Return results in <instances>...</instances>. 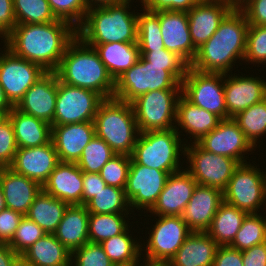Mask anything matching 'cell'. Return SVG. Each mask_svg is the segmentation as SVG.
<instances>
[{"label":"cell","mask_w":266,"mask_h":266,"mask_svg":"<svg viewBox=\"0 0 266 266\" xmlns=\"http://www.w3.org/2000/svg\"><path fill=\"white\" fill-rule=\"evenodd\" d=\"M104 99L96 92L58 80L54 125L94 121Z\"/></svg>","instance_id":"12"},{"label":"cell","mask_w":266,"mask_h":266,"mask_svg":"<svg viewBox=\"0 0 266 266\" xmlns=\"http://www.w3.org/2000/svg\"><path fill=\"white\" fill-rule=\"evenodd\" d=\"M24 215L5 208L0 212V244H9Z\"/></svg>","instance_id":"51"},{"label":"cell","mask_w":266,"mask_h":266,"mask_svg":"<svg viewBox=\"0 0 266 266\" xmlns=\"http://www.w3.org/2000/svg\"><path fill=\"white\" fill-rule=\"evenodd\" d=\"M71 258L74 266H115L99 243L87 242L82 247L75 249Z\"/></svg>","instance_id":"48"},{"label":"cell","mask_w":266,"mask_h":266,"mask_svg":"<svg viewBox=\"0 0 266 266\" xmlns=\"http://www.w3.org/2000/svg\"><path fill=\"white\" fill-rule=\"evenodd\" d=\"M122 1H130V2H131V0H122ZM143 1H144V0H141V3H143Z\"/></svg>","instance_id":"65"},{"label":"cell","mask_w":266,"mask_h":266,"mask_svg":"<svg viewBox=\"0 0 266 266\" xmlns=\"http://www.w3.org/2000/svg\"><path fill=\"white\" fill-rule=\"evenodd\" d=\"M89 214L84 205H68L53 233L71 253L89 242Z\"/></svg>","instance_id":"28"},{"label":"cell","mask_w":266,"mask_h":266,"mask_svg":"<svg viewBox=\"0 0 266 266\" xmlns=\"http://www.w3.org/2000/svg\"><path fill=\"white\" fill-rule=\"evenodd\" d=\"M17 256L8 244H0V266H11Z\"/></svg>","instance_id":"57"},{"label":"cell","mask_w":266,"mask_h":266,"mask_svg":"<svg viewBox=\"0 0 266 266\" xmlns=\"http://www.w3.org/2000/svg\"><path fill=\"white\" fill-rule=\"evenodd\" d=\"M244 60L253 64L266 63V25H249Z\"/></svg>","instance_id":"47"},{"label":"cell","mask_w":266,"mask_h":266,"mask_svg":"<svg viewBox=\"0 0 266 266\" xmlns=\"http://www.w3.org/2000/svg\"><path fill=\"white\" fill-rule=\"evenodd\" d=\"M88 10L122 2V0H85Z\"/></svg>","instance_id":"58"},{"label":"cell","mask_w":266,"mask_h":266,"mask_svg":"<svg viewBox=\"0 0 266 266\" xmlns=\"http://www.w3.org/2000/svg\"><path fill=\"white\" fill-rule=\"evenodd\" d=\"M45 234L46 232L41 227L24 215L19 227L16 229L13 239L8 245L15 253L22 255Z\"/></svg>","instance_id":"46"},{"label":"cell","mask_w":266,"mask_h":266,"mask_svg":"<svg viewBox=\"0 0 266 266\" xmlns=\"http://www.w3.org/2000/svg\"><path fill=\"white\" fill-rule=\"evenodd\" d=\"M124 217L127 218L128 214L90 213L88 229L89 242L100 244L109 238L123 233L129 225Z\"/></svg>","instance_id":"37"},{"label":"cell","mask_w":266,"mask_h":266,"mask_svg":"<svg viewBox=\"0 0 266 266\" xmlns=\"http://www.w3.org/2000/svg\"><path fill=\"white\" fill-rule=\"evenodd\" d=\"M178 131L176 126L169 130L140 133L131 154V163L166 171L169 175L180 171L179 156L181 152L185 154L186 144H181V131Z\"/></svg>","instance_id":"6"},{"label":"cell","mask_w":266,"mask_h":266,"mask_svg":"<svg viewBox=\"0 0 266 266\" xmlns=\"http://www.w3.org/2000/svg\"><path fill=\"white\" fill-rule=\"evenodd\" d=\"M221 119L215 114L194 105L182 94L177 101L176 123L187 134L192 135L194 143L216 128Z\"/></svg>","instance_id":"30"},{"label":"cell","mask_w":266,"mask_h":266,"mask_svg":"<svg viewBox=\"0 0 266 266\" xmlns=\"http://www.w3.org/2000/svg\"><path fill=\"white\" fill-rule=\"evenodd\" d=\"M93 122L96 136L104 140L115 154L131 156L140 134L132 103L116 98L104 99Z\"/></svg>","instance_id":"5"},{"label":"cell","mask_w":266,"mask_h":266,"mask_svg":"<svg viewBox=\"0 0 266 266\" xmlns=\"http://www.w3.org/2000/svg\"><path fill=\"white\" fill-rule=\"evenodd\" d=\"M225 74L224 95L227 119L266 98V82L259 77ZM227 78V79H226Z\"/></svg>","instance_id":"22"},{"label":"cell","mask_w":266,"mask_h":266,"mask_svg":"<svg viewBox=\"0 0 266 266\" xmlns=\"http://www.w3.org/2000/svg\"><path fill=\"white\" fill-rule=\"evenodd\" d=\"M240 2V0H234V4L237 5Z\"/></svg>","instance_id":"64"},{"label":"cell","mask_w":266,"mask_h":266,"mask_svg":"<svg viewBox=\"0 0 266 266\" xmlns=\"http://www.w3.org/2000/svg\"><path fill=\"white\" fill-rule=\"evenodd\" d=\"M154 90H181V83L166 66L150 65L142 56L115 81L113 98L132 103L139 96Z\"/></svg>","instance_id":"7"},{"label":"cell","mask_w":266,"mask_h":266,"mask_svg":"<svg viewBox=\"0 0 266 266\" xmlns=\"http://www.w3.org/2000/svg\"><path fill=\"white\" fill-rule=\"evenodd\" d=\"M266 242V216L248 214L229 247L243 251Z\"/></svg>","instance_id":"40"},{"label":"cell","mask_w":266,"mask_h":266,"mask_svg":"<svg viewBox=\"0 0 266 266\" xmlns=\"http://www.w3.org/2000/svg\"><path fill=\"white\" fill-rule=\"evenodd\" d=\"M146 261V262H145ZM145 264L139 265V263L136 266H172V264L169 261H154L145 259L143 261Z\"/></svg>","instance_id":"60"},{"label":"cell","mask_w":266,"mask_h":266,"mask_svg":"<svg viewBox=\"0 0 266 266\" xmlns=\"http://www.w3.org/2000/svg\"><path fill=\"white\" fill-rule=\"evenodd\" d=\"M67 207V203L41 190L25 216L34 221L46 234H53Z\"/></svg>","instance_id":"34"},{"label":"cell","mask_w":266,"mask_h":266,"mask_svg":"<svg viewBox=\"0 0 266 266\" xmlns=\"http://www.w3.org/2000/svg\"><path fill=\"white\" fill-rule=\"evenodd\" d=\"M58 91V77L55 72H46L23 95L15 106L19 111L54 125V113Z\"/></svg>","instance_id":"18"},{"label":"cell","mask_w":266,"mask_h":266,"mask_svg":"<svg viewBox=\"0 0 266 266\" xmlns=\"http://www.w3.org/2000/svg\"><path fill=\"white\" fill-rule=\"evenodd\" d=\"M17 149L13 125L7 118L0 126V168L12 164Z\"/></svg>","instance_id":"49"},{"label":"cell","mask_w":266,"mask_h":266,"mask_svg":"<svg viewBox=\"0 0 266 266\" xmlns=\"http://www.w3.org/2000/svg\"><path fill=\"white\" fill-rule=\"evenodd\" d=\"M248 214L223 201L206 233L219 245L229 246Z\"/></svg>","instance_id":"33"},{"label":"cell","mask_w":266,"mask_h":266,"mask_svg":"<svg viewBox=\"0 0 266 266\" xmlns=\"http://www.w3.org/2000/svg\"><path fill=\"white\" fill-rule=\"evenodd\" d=\"M59 162L58 154L51 140L41 146L18 148L9 168L42 186Z\"/></svg>","instance_id":"19"},{"label":"cell","mask_w":266,"mask_h":266,"mask_svg":"<svg viewBox=\"0 0 266 266\" xmlns=\"http://www.w3.org/2000/svg\"><path fill=\"white\" fill-rule=\"evenodd\" d=\"M243 266H266V242L242 251Z\"/></svg>","instance_id":"56"},{"label":"cell","mask_w":266,"mask_h":266,"mask_svg":"<svg viewBox=\"0 0 266 266\" xmlns=\"http://www.w3.org/2000/svg\"><path fill=\"white\" fill-rule=\"evenodd\" d=\"M146 244V258L169 261L192 232L181 216H158Z\"/></svg>","instance_id":"14"},{"label":"cell","mask_w":266,"mask_h":266,"mask_svg":"<svg viewBox=\"0 0 266 266\" xmlns=\"http://www.w3.org/2000/svg\"><path fill=\"white\" fill-rule=\"evenodd\" d=\"M4 49V53H0V84L15 107L46 71L40 65L14 55L6 47Z\"/></svg>","instance_id":"13"},{"label":"cell","mask_w":266,"mask_h":266,"mask_svg":"<svg viewBox=\"0 0 266 266\" xmlns=\"http://www.w3.org/2000/svg\"><path fill=\"white\" fill-rule=\"evenodd\" d=\"M218 247L206 232H191L169 262L172 266H213Z\"/></svg>","instance_id":"27"},{"label":"cell","mask_w":266,"mask_h":266,"mask_svg":"<svg viewBox=\"0 0 266 266\" xmlns=\"http://www.w3.org/2000/svg\"><path fill=\"white\" fill-rule=\"evenodd\" d=\"M248 27L244 13L235 6L210 39L197 49L190 67L200 72L230 73L233 62L244 60Z\"/></svg>","instance_id":"2"},{"label":"cell","mask_w":266,"mask_h":266,"mask_svg":"<svg viewBox=\"0 0 266 266\" xmlns=\"http://www.w3.org/2000/svg\"><path fill=\"white\" fill-rule=\"evenodd\" d=\"M168 176L166 171L131 163L125 187L130 210L142 208L149 211L164 189Z\"/></svg>","instance_id":"15"},{"label":"cell","mask_w":266,"mask_h":266,"mask_svg":"<svg viewBox=\"0 0 266 266\" xmlns=\"http://www.w3.org/2000/svg\"><path fill=\"white\" fill-rule=\"evenodd\" d=\"M11 266H34L31 264L27 259H25L22 255H18L13 262L11 263Z\"/></svg>","instance_id":"61"},{"label":"cell","mask_w":266,"mask_h":266,"mask_svg":"<svg viewBox=\"0 0 266 266\" xmlns=\"http://www.w3.org/2000/svg\"><path fill=\"white\" fill-rule=\"evenodd\" d=\"M9 112H0V126L8 118Z\"/></svg>","instance_id":"63"},{"label":"cell","mask_w":266,"mask_h":266,"mask_svg":"<svg viewBox=\"0 0 266 266\" xmlns=\"http://www.w3.org/2000/svg\"><path fill=\"white\" fill-rule=\"evenodd\" d=\"M158 18L165 49L177 53L190 65L197 49L191 40L187 12L161 10Z\"/></svg>","instance_id":"21"},{"label":"cell","mask_w":266,"mask_h":266,"mask_svg":"<svg viewBox=\"0 0 266 266\" xmlns=\"http://www.w3.org/2000/svg\"><path fill=\"white\" fill-rule=\"evenodd\" d=\"M88 45L92 46L98 53L114 81L130 69L140 57L137 43L115 42Z\"/></svg>","instance_id":"31"},{"label":"cell","mask_w":266,"mask_h":266,"mask_svg":"<svg viewBox=\"0 0 266 266\" xmlns=\"http://www.w3.org/2000/svg\"><path fill=\"white\" fill-rule=\"evenodd\" d=\"M48 2L57 19L70 23L76 29L83 24L88 11L85 0H48Z\"/></svg>","instance_id":"44"},{"label":"cell","mask_w":266,"mask_h":266,"mask_svg":"<svg viewBox=\"0 0 266 266\" xmlns=\"http://www.w3.org/2000/svg\"><path fill=\"white\" fill-rule=\"evenodd\" d=\"M223 201L247 214H257L266 202V172L248 162L240 164L223 190Z\"/></svg>","instance_id":"9"},{"label":"cell","mask_w":266,"mask_h":266,"mask_svg":"<svg viewBox=\"0 0 266 266\" xmlns=\"http://www.w3.org/2000/svg\"><path fill=\"white\" fill-rule=\"evenodd\" d=\"M77 29L63 20L49 23L16 24L4 45L14 55L54 72Z\"/></svg>","instance_id":"1"},{"label":"cell","mask_w":266,"mask_h":266,"mask_svg":"<svg viewBox=\"0 0 266 266\" xmlns=\"http://www.w3.org/2000/svg\"><path fill=\"white\" fill-rule=\"evenodd\" d=\"M180 95L181 90H154L135 99L132 106L140 133L176 128Z\"/></svg>","instance_id":"8"},{"label":"cell","mask_w":266,"mask_h":266,"mask_svg":"<svg viewBox=\"0 0 266 266\" xmlns=\"http://www.w3.org/2000/svg\"><path fill=\"white\" fill-rule=\"evenodd\" d=\"M129 233V228H127L120 235L114 236L100 243L104 252L115 266H136L141 258L142 248L145 247H142V244H139L141 242L132 239V236H130Z\"/></svg>","instance_id":"35"},{"label":"cell","mask_w":266,"mask_h":266,"mask_svg":"<svg viewBox=\"0 0 266 266\" xmlns=\"http://www.w3.org/2000/svg\"><path fill=\"white\" fill-rule=\"evenodd\" d=\"M200 0H144L145 9L156 12L161 10L189 11Z\"/></svg>","instance_id":"52"},{"label":"cell","mask_w":266,"mask_h":266,"mask_svg":"<svg viewBox=\"0 0 266 266\" xmlns=\"http://www.w3.org/2000/svg\"><path fill=\"white\" fill-rule=\"evenodd\" d=\"M17 24L49 23L58 20L48 0H13Z\"/></svg>","instance_id":"41"},{"label":"cell","mask_w":266,"mask_h":266,"mask_svg":"<svg viewBox=\"0 0 266 266\" xmlns=\"http://www.w3.org/2000/svg\"><path fill=\"white\" fill-rule=\"evenodd\" d=\"M222 202L221 189L197 184L181 217L192 232H206Z\"/></svg>","instance_id":"23"},{"label":"cell","mask_w":266,"mask_h":266,"mask_svg":"<svg viewBox=\"0 0 266 266\" xmlns=\"http://www.w3.org/2000/svg\"><path fill=\"white\" fill-rule=\"evenodd\" d=\"M236 6L244 13L249 25H266V0H240Z\"/></svg>","instance_id":"50"},{"label":"cell","mask_w":266,"mask_h":266,"mask_svg":"<svg viewBox=\"0 0 266 266\" xmlns=\"http://www.w3.org/2000/svg\"><path fill=\"white\" fill-rule=\"evenodd\" d=\"M196 143L205 151L230 157L240 164L247 163L244 155L254 150L233 118L221 120L216 128Z\"/></svg>","instance_id":"16"},{"label":"cell","mask_w":266,"mask_h":266,"mask_svg":"<svg viewBox=\"0 0 266 266\" xmlns=\"http://www.w3.org/2000/svg\"><path fill=\"white\" fill-rule=\"evenodd\" d=\"M224 78V73L200 72L189 66L181 82V94L194 105L215 114L221 120L227 119Z\"/></svg>","instance_id":"10"},{"label":"cell","mask_w":266,"mask_h":266,"mask_svg":"<svg viewBox=\"0 0 266 266\" xmlns=\"http://www.w3.org/2000/svg\"><path fill=\"white\" fill-rule=\"evenodd\" d=\"M18 148H30L49 143L52 126L34 116L25 114L15 107L8 113Z\"/></svg>","instance_id":"29"},{"label":"cell","mask_w":266,"mask_h":266,"mask_svg":"<svg viewBox=\"0 0 266 266\" xmlns=\"http://www.w3.org/2000/svg\"><path fill=\"white\" fill-rule=\"evenodd\" d=\"M142 56L150 65L166 66L169 71L180 83L186 76L189 64L177 53L166 50L157 49L154 51H140Z\"/></svg>","instance_id":"43"},{"label":"cell","mask_w":266,"mask_h":266,"mask_svg":"<svg viewBox=\"0 0 266 266\" xmlns=\"http://www.w3.org/2000/svg\"><path fill=\"white\" fill-rule=\"evenodd\" d=\"M14 106L6 97L5 91L0 84V112H10Z\"/></svg>","instance_id":"59"},{"label":"cell","mask_w":266,"mask_h":266,"mask_svg":"<svg viewBox=\"0 0 266 266\" xmlns=\"http://www.w3.org/2000/svg\"><path fill=\"white\" fill-rule=\"evenodd\" d=\"M144 13H137V44L139 51H154L165 49L158 11L153 12L143 8Z\"/></svg>","instance_id":"38"},{"label":"cell","mask_w":266,"mask_h":266,"mask_svg":"<svg viewBox=\"0 0 266 266\" xmlns=\"http://www.w3.org/2000/svg\"><path fill=\"white\" fill-rule=\"evenodd\" d=\"M196 186L197 182L186 169L170 174L149 212L156 216H181Z\"/></svg>","instance_id":"20"},{"label":"cell","mask_w":266,"mask_h":266,"mask_svg":"<svg viewBox=\"0 0 266 266\" xmlns=\"http://www.w3.org/2000/svg\"><path fill=\"white\" fill-rule=\"evenodd\" d=\"M233 120L256 148L257 140L261 135L266 134V98L241 111L233 117Z\"/></svg>","instance_id":"39"},{"label":"cell","mask_w":266,"mask_h":266,"mask_svg":"<svg viewBox=\"0 0 266 266\" xmlns=\"http://www.w3.org/2000/svg\"><path fill=\"white\" fill-rule=\"evenodd\" d=\"M115 155L111 147L98 136L85 146L82 155L77 161L82 172L100 173L102 167Z\"/></svg>","instance_id":"42"},{"label":"cell","mask_w":266,"mask_h":266,"mask_svg":"<svg viewBox=\"0 0 266 266\" xmlns=\"http://www.w3.org/2000/svg\"><path fill=\"white\" fill-rule=\"evenodd\" d=\"M58 80L80 88L92 90L103 99L113 98L115 81L92 46L76 36L67 46L54 71Z\"/></svg>","instance_id":"3"},{"label":"cell","mask_w":266,"mask_h":266,"mask_svg":"<svg viewBox=\"0 0 266 266\" xmlns=\"http://www.w3.org/2000/svg\"><path fill=\"white\" fill-rule=\"evenodd\" d=\"M131 156L115 154L101 169V178L106 185L125 189Z\"/></svg>","instance_id":"45"},{"label":"cell","mask_w":266,"mask_h":266,"mask_svg":"<svg viewBox=\"0 0 266 266\" xmlns=\"http://www.w3.org/2000/svg\"><path fill=\"white\" fill-rule=\"evenodd\" d=\"M93 121L52 125V138L59 161L77 163L85 146L94 138Z\"/></svg>","instance_id":"24"},{"label":"cell","mask_w":266,"mask_h":266,"mask_svg":"<svg viewBox=\"0 0 266 266\" xmlns=\"http://www.w3.org/2000/svg\"><path fill=\"white\" fill-rule=\"evenodd\" d=\"M235 6L230 0H200L187 11L190 36L196 49L210 39Z\"/></svg>","instance_id":"17"},{"label":"cell","mask_w":266,"mask_h":266,"mask_svg":"<svg viewBox=\"0 0 266 266\" xmlns=\"http://www.w3.org/2000/svg\"><path fill=\"white\" fill-rule=\"evenodd\" d=\"M106 186V182L101 178L100 173L83 172L82 205H85Z\"/></svg>","instance_id":"53"},{"label":"cell","mask_w":266,"mask_h":266,"mask_svg":"<svg viewBox=\"0 0 266 266\" xmlns=\"http://www.w3.org/2000/svg\"><path fill=\"white\" fill-rule=\"evenodd\" d=\"M42 190L68 205H82L83 172L76 163L60 161Z\"/></svg>","instance_id":"25"},{"label":"cell","mask_w":266,"mask_h":266,"mask_svg":"<svg viewBox=\"0 0 266 266\" xmlns=\"http://www.w3.org/2000/svg\"><path fill=\"white\" fill-rule=\"evenodd\" d=\"M0 185L8 209L26 215L42 186L36 181L16 173L9 167L0 168Z\"/></svg>","instance_id":"26"},{"label":"cell","mask_w":266,"mask_h":266,"mask_svg":"<svg viewBox=\"0 0 266 266\" xmlns=\"http://www.w3.org/2000/svg\"><path fill=\"white\" fill-rule=\"evenodd\" d=\"M213 266H243L242 251L229 246H219Z\"/></svg>","instance_id":"55"},{"label":"cell","mask_w":266,"mask_h":266,"mask_svg":"<svg viewBox=\"0 0 266 266\" xmlns=\"http://www.w3.org/2000/svg\"><path fill=\"white\" fill-rule=\"evenodd\" d=\"M6 206H5V199H4V196H3V191H2V188H1V185H0V212L5 209Z\"/></svg>","instance_id":"62"},{"label":"cell","mask_w":266,"mask_h":266,"mask_svg":"<svg viewBox=\"0 0 266 266\" xmlns=\"http://www.w3.org/2000/svg\"><path fill=\"white\" fill-rule=\"evenodd\" d=\"M84 206L89 213L95 214H129L131 211L125 189L109 185L100 190Z\"/></svg>","instance_id":"36"},{"label":"cell","mask_w":266,"mask_h":266,"mask_svg":"<svg viewBox=\"0 0 266 266\" xmlns=\"http://www.w3.org/2000/svg\"><path fill=\"white\" fill-rule=\"evenodd\" d=\"M192 143L191 146H185L183 155L187 156L190 165L186 168L187 171L197 184L223 191L240 163L230 157L205 151L197 143Z\"/></svg>","instance_id":"11"},{"label":"cell","mask_w":266,"mask_h":266,"mask_svg":"<svg viewBox=\"0 0 266 266\" xmlns=\"http://www.w3.org/2000/svg\"><path fill=\"white\" fill-rule=\"evenodd\" d=\"M129 3L122 1L89 9L77 36L86 44L137 43V14L128 11Z\"/></svg>","instance_id":"4"},{"label":"cell","mask_w":266,"mask_h":266,"mask_svg":"<svg viewBox=\"0 0 266 266\" xmlns=\"http://www.w3.org/2000/svg\"><path fill=\"white\" fill-rule=\"evenodd\" d=\"M16 24L13 0H0V36L5 39Z\"/></svg>","instance_id":"54"},{"label":"cell","mask_w":266,"mask_h":266,"mask_svg":"<svg viewBox=\"0 0 266 266\" xmlns=\"http://www.w3.org/2000/svg\"><path fill=\"white\" fill-rule=\"evenodd\" d=\"M22 256L34 266H72V253L54 234H45Z\"/></svg>","instance_id":"32"}]
</instances>
